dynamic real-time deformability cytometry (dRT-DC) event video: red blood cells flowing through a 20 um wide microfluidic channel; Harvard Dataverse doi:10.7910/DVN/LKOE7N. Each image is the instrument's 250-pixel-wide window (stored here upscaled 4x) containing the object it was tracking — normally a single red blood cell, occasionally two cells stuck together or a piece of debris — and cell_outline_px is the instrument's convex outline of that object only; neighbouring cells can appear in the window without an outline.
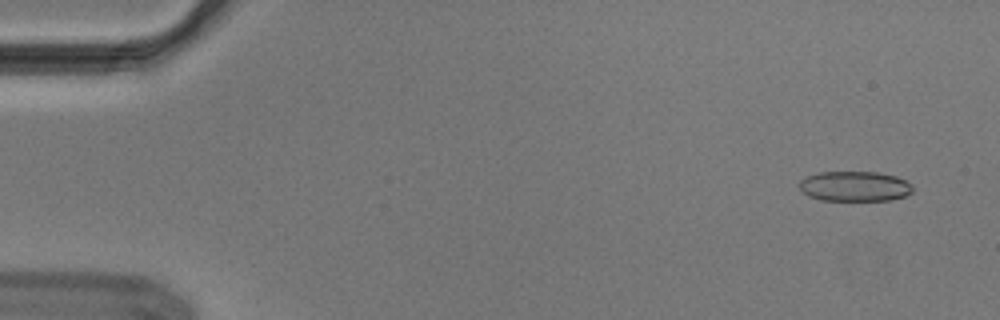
{"species": "Egyptian fruit bat (a non-hibernating species)", "species_latin": "Rousettus aegyptiacus", "temperature_condition": "cold", "stored_images_in_passage": 54, "camera_frame_rate_fps": 3000, "um_per_image_px": 0.085, "animal": {"sex": "male"}, "frame": {"image": 1, "passage_image": 3, "time_ms": 0.667, "image_size_px": [1000, 320], "cell_outline_px": [[912, 192], [904, 196], [892, 200], [820, 200], [808, 196], [800, 188], [800, 180], [808, 176], [820, 172], [876, 172], [896, 176], [912, 184]], "centroid_in_image_um": [72.66, 15.84], "position_along_channel_um": 12.3, "area_um2": 19.77}}
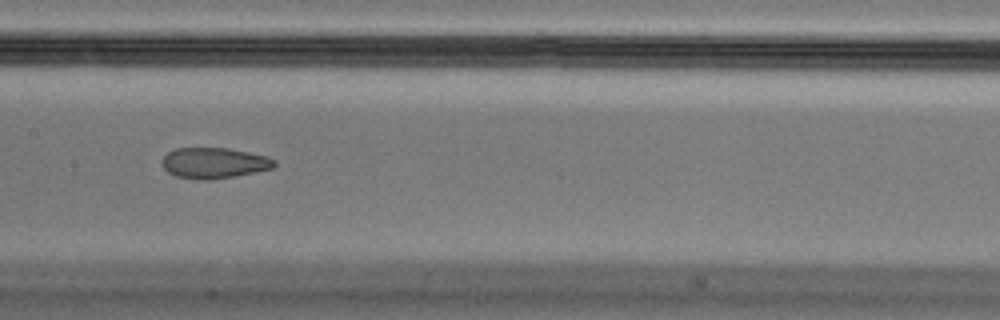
{"frame": {"image": 2, "passage_image": 27, "time_ms": 8.667, "image_size_px": [1000, 320], "cell_outline_px": [[276, 164], [272, 168], [236, 176], [208, 180], [196, 180], [176, 176], [168, 172], [164, 168], [164, 156], [168, 152], [176, 148], [228, 148], [268, 156], [276, 160]], "centroid_in_image_um": [18.22, 13.86], "position_along_channel_um": 189.2, "area_um2": 20.06}}
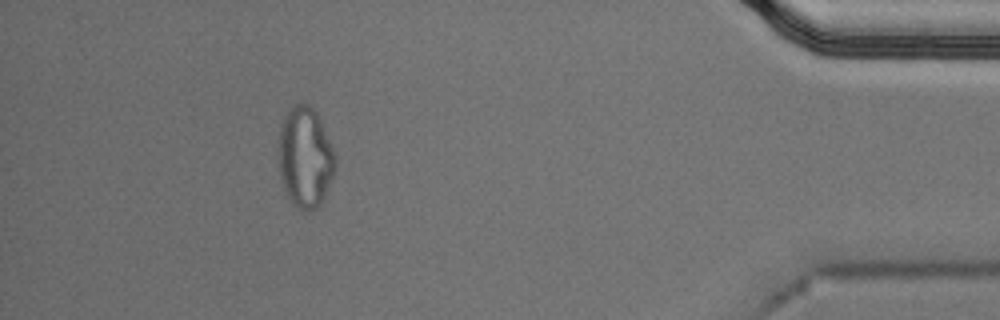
{"frame": {"image": 3, "passage_image": 49, "time_ms": 16.0, "image_size_px": [1000, 320], "cell_outline_px": [[336, 168], [324, 200], [316, 208], [308, 212], [300, 208], [284, 192], [280, 176], [276, 152], [276, 140], [284, 116], [288, 108], [296, 104], [308, 104], [316, 112], [320, 120], [336, 156]], "centroid_in_image_um": [25.9, 13.37], "position_along_channel_um": 409.3, "area_um2": 33.87}, "authors_computed_cell_mechanics": {"area_um2": 21.2993, "velocity_mm_per_s": 3.6944, "shape_relaxation_time_tau1_ms": null, "shape_relaxation_time_tau2_ms": 1.7351, "deformation_change_tau1": null, "deformation_change_tau2": 0.0725}}